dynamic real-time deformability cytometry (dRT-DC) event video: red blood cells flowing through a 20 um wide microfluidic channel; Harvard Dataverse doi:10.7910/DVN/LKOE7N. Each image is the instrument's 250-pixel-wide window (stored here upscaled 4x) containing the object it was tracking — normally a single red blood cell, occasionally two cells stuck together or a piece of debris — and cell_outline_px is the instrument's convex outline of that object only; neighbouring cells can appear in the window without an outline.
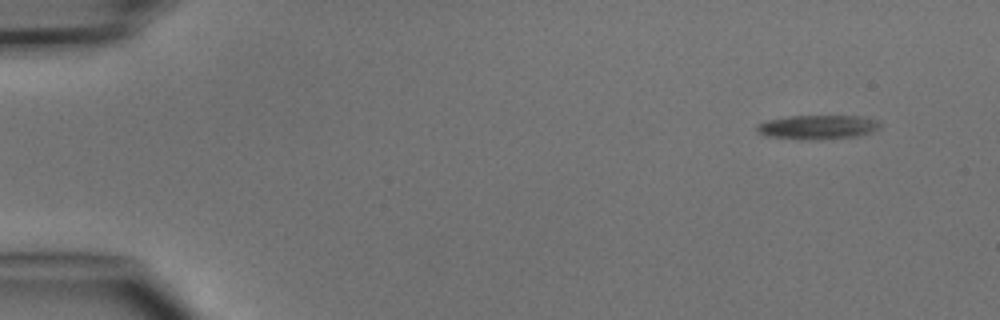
{"species": "common noctule bat (a hibernating species)", "species_latin": "Nyctalus noctula", "temperature_condition": "cold", "stored_images_in_passage": 5, "segment_of_instrument_passage": [2, 2], "camera_frame_rate_fps": 3000, "um_per_image_px": 0.085, "animal": {"sex": "male", "body_mass_g": 15.6}, "frame": {"image": 1, "passage_image": 5, "time_ms": 5.667, "image_size_px": [1000, 320], "cell_outline_px": [[880, 128], [872, 132], [856, 136], [820, 140], [804, 140], [764, 136], [756, 128], [756, 124], [768, 120], [792, 116], [856, 116], [880, 120]], "centroid_in_image_um": [69.51, 10.81], "position_along_channel_um": 15.5, "area_um2": 17.46}}